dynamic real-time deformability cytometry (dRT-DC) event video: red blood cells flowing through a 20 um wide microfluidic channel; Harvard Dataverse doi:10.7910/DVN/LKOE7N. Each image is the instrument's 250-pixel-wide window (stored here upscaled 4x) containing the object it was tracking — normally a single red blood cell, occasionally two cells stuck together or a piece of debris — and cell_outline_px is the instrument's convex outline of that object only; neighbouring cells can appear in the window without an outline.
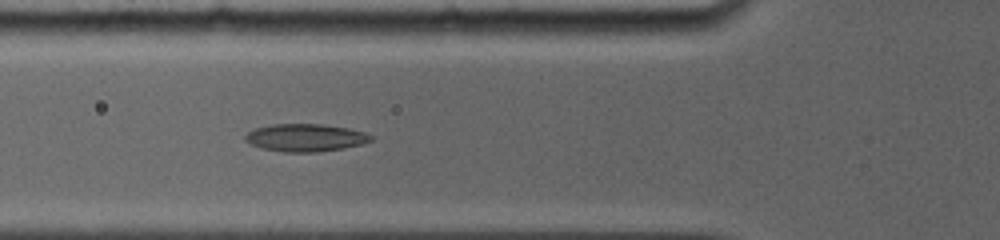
{"species": "common noctule bat (a hibernating species)", "species_latin": "Nyctalus noctula", "temperature_condition": "room temperature", "stored_images_in_passage": 22, "camera_frame_rate_fps": 5000, "um_per_image_px": 0.085, "animal": {"sex": "female", "body_mass_g": 19.0, "forearm_length_mm": 56.7}, "frame": {"image": 1, "passage_image": 8, "time_ms": 5.4, "image_size_px": [1000, 240], "cell_outline_px": [[372, 140], [360, 144], [344, 148], [316, 152], [284, 152], [264, 148], [252, 144], [244, 140], [244, 136], [252, 128], [272, 124], [324, 124], [348, 128], [364, 132], [372, 136]], "centroid_in_image_um": [25.94, 11.69], "position_along_channel_um": 99.9, "area_um2": 20.17}}
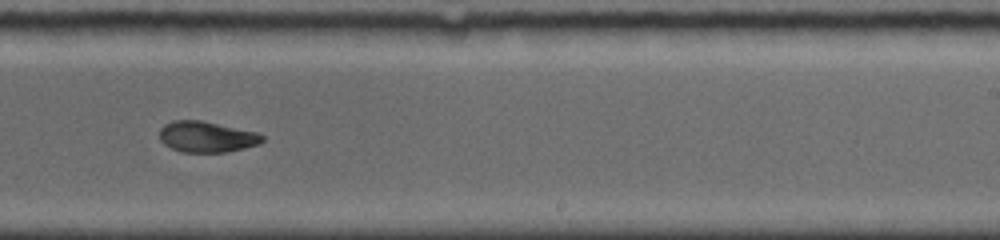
{"frame": {"image": 2, "passage_image": 12, "time_ms": 9.8, "image_size_px": [1000, 240], "cell_outline_px": [[264, 140], [256, 144], [244, 148], [224, 152], [184, 152], [172, 148], [164, 144], [160, 140], [160, 128], [164, 124], [172, 120], [200, 120], [256, 132], [264, 136]], "centroid_in_image_um": [17.53, 11.62], "position_along_channel_um": 271.5, "area_um2": 18.32}}
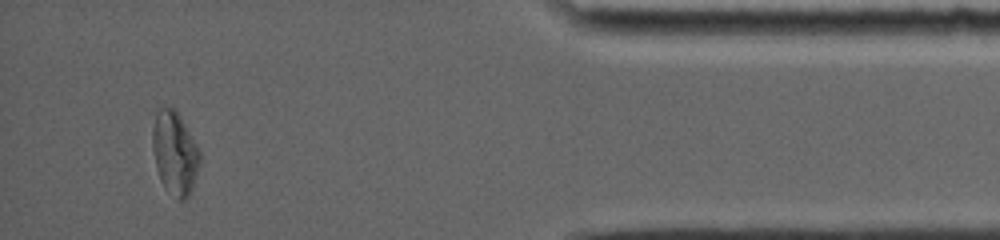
{"frame": {"image": 3, "passage_image": 20, "time_ms": 14.6, "image_size_px": [1000, 240], "cell_outline_px": [[200, 164], [192, 188], [188, 196], [184, 200], [176, 200], [160, 180], [156, 168], [152, 148], [152, 128], [156, 112], [160, 108], [172, 108], [180, 116], [196, 144], [200, 152]], "centroid_in_image_um": [14.84, 13.03], "position_along_channel_um": 420.4, "area_um2": 22.77}, "authors_computed_cell_mechanics": {"area_um2": 21.1548, "velocity_mm_per_s": 3.9231, "shape_relaxation_time_tau1_ms": null, "shape_relaxation_time_tau2_ms": 2.2322, "deformation_change_tau1": null, "deformation_change_tau2": 0.0587}}